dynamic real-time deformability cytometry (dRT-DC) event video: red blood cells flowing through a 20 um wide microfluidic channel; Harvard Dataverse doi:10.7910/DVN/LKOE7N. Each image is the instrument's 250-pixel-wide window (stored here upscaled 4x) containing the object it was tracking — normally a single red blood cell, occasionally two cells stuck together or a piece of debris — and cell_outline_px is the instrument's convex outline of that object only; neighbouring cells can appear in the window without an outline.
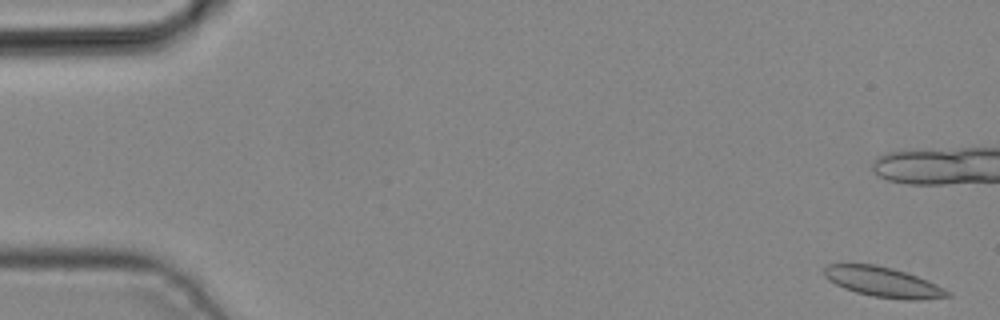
{"species": "common noctule bat (a hibernating species)", "species_latin": "Nyctalus noctula", "temperature_condition": "cold", "stored_images_in_passage": 5, "camera_frame_rate_fps": 3000, "um_per_image_px": 0.085, "animal": {"sex": "male", "body_mass_g": 19.2, "forearm_length_mm": 51.8}, "frame": {"image": 1, "passage_image": 1, "time_ms": 0.0, "image_size_px": [1000, 320], "cell_outline_px": [[952, 296], [916, 300], [904, 300], [872, 296], [856, 292], [844, 288], [828, 280], [824, 276], [824, 268], [828, 264], [876, 264], [892, 268], [928, 280], [952, 292]], "centroid_in_image_um": [75.08, 23.98], "position_along_channel_um": 9.9, "area_um2": 21.56}}